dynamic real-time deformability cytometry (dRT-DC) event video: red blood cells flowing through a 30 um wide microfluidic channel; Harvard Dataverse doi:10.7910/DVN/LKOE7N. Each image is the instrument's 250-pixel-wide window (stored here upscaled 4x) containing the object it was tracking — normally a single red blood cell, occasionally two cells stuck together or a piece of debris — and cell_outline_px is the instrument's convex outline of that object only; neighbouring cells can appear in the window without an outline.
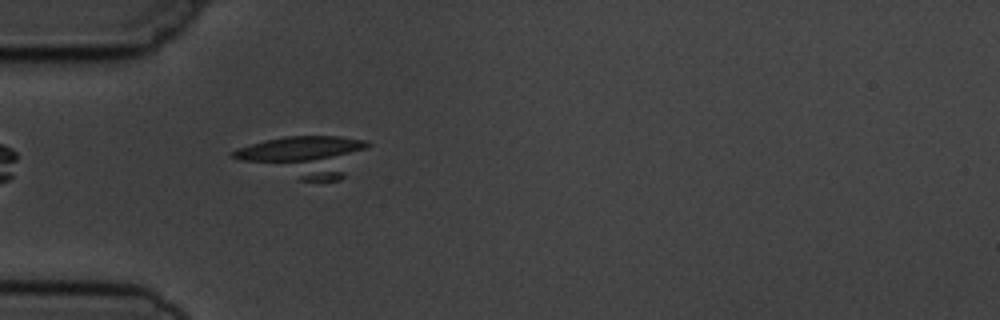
{"species": "common noctule bat (a hibernating species)", "species_latin": "Nyctalus noctula", "temperature_condition": "cold", "stored_images_in_passage": 2, "camera_frame_rate_fps": 3000, "um_per_image_px": 0.085, "animal": {"sex": "male", "body_mass_g": 19.5, "forearm_length_mm": 54.6}, "frame": {"image": 1, "passage_image": 2, "time_ms": 1.0, "image_size_px": [1000, 320], "cell_outline_px": [[372, 144], [344, 176], [340, 180], [300, 180], [240, 160], [232, 156], [228, 152], [236, 148], [264, 140], [284, 136], [340, 136], [364, 140]], "centroid_in_image_um": [25.93, 13.25], "position_along_channel_um": 59.1, "area_um2": 31.91}}